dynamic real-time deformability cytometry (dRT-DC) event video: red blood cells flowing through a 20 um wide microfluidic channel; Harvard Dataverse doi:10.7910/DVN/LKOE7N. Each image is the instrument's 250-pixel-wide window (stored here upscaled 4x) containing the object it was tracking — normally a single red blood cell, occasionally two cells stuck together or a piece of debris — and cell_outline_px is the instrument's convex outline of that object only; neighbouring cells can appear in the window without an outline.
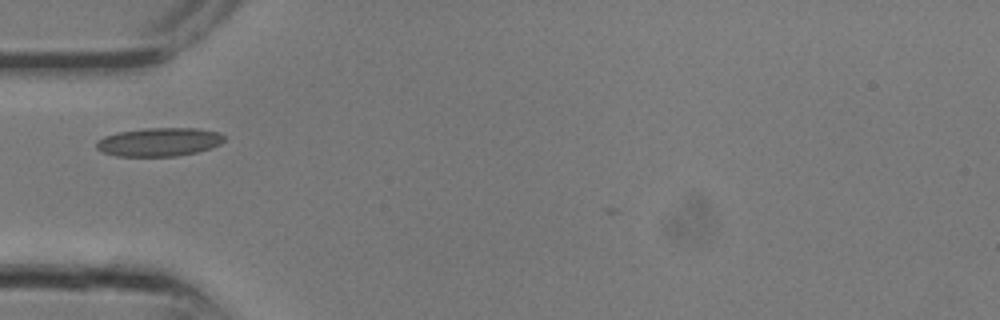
{"species": "common noctule bat (a hibernating species)", "species_latin": "Nyctalus noctula", "temperature_condition": "room temperature", "stored_images_in_passage": 2, "camera_frame_rate_fps": 3000, "um_per_image_px": 0.085, "animal": {"sex": "male", "body_mass_g": 13.3}, "frame": {"image": 1, "passage_image": 1, "time_ms": 0.0, "image_size_px": [1000, 320], "cell_outline_px": [[224, 140], [220, 144], [196, 152], [176, 156], [116, 156], [104, 152], [96, 148], [96, 140], [104, 136], [116, 132], [148, 128], [196, 128], [220, 132], [224, 136]], "centroid_in_image_um": [13.5, 12.06], "position_along_channel_um": 71.5, "area_um2": 21.21}}